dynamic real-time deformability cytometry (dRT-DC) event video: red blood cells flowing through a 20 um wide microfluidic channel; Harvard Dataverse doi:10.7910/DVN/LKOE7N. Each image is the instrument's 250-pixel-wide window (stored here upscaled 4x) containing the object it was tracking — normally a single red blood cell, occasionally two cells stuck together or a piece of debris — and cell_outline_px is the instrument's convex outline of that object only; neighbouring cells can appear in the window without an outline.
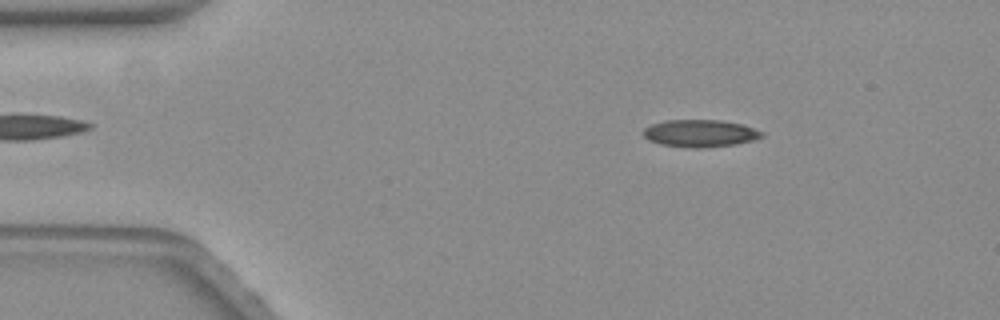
{"species": "common noctule bat (a hibernating species)", "species_latin": "Nyctalus noctula", "temperature_condition": "warm", "stored_images_in_passage": 51, "camera_frame_rate_fps": 3000, "um_per_image_px": 0.085, "animal": {"sex": "female", "body_mass_g": 19.3, "forearm_length_mm": 54.1}, "frame": {"image": 1, "passage_image": 2, "time_ms": 0.333, "image_size_px": [1000, 320], "cell_outline_px": [[760, 136], [748, 140], [732, 144], [700, 148], [692, 148], [660, 144], [648, 140], [644, 136], [644, 128], [652, 124], [664, 120], [716, 120], [740, 124], [752, 128], [760, 132]], "centroid_in_image_um": [59.37, 11.32], "position_along_channel_um": 25.6, "area_um2": 18.21}}
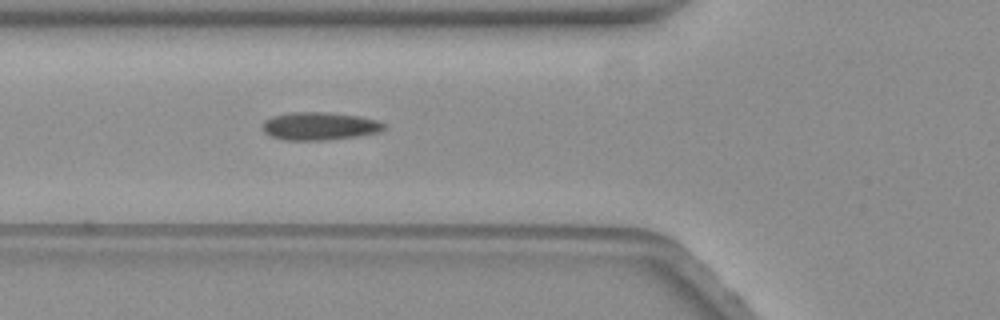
{"frame": {"image": 2, "passage_image": 14, "time_ms": 4.333, "image_size_px": [1000, 320], "cell_outline_px": [[384, 128], [380, 132], [356, 136], [328, 140], [284, 140], [272, 136], [264, 132], [264, 120], [272, 116], [292, 112], [324, 112], [360, 116], [376, 120], [384, 124]], "centroid_in_image_um": [27.16, 10.72], "position_along_channel_um": 98.6, "area_um2": 19.59}}
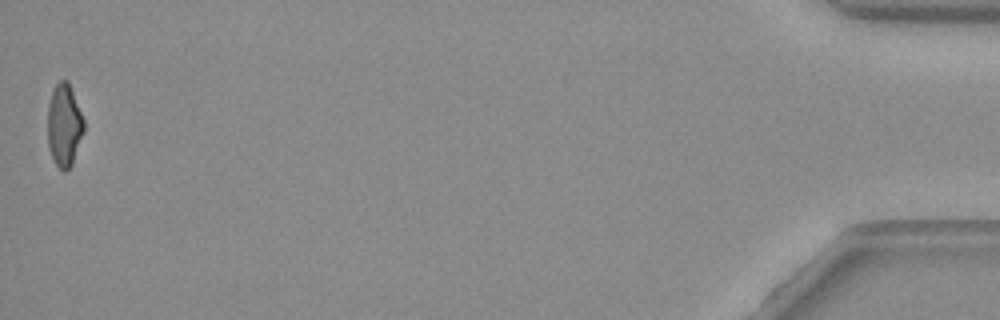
{"frame": {"image": 3, "passage_image": 51, "time_ms": 16.667, "image_size_px": [1000, 320], "cell_outline_px": [[84, 132], [72, 164], [64, 172], [56, 164], [52, 156], [48, 144], [48, 104], [52, 92], [56, 84], [60, 80], [68, 80], [84, 120]], "centroid_in_image_um": [5.46, 10.63], "position_along_channel_um": 429.7, "area_um2": 17.28}, "authors_computed_cell_mechanics": {"area_um2": 18.6694, "velocity_mm_per_s": 3.5171, "shape_relaxation_time_tau1_ms": null, "shape_relaxation_time_tau2_ms": 2.5158, "deformation_change_tau1": null, "deformation_change_tau2": 0.0884}}